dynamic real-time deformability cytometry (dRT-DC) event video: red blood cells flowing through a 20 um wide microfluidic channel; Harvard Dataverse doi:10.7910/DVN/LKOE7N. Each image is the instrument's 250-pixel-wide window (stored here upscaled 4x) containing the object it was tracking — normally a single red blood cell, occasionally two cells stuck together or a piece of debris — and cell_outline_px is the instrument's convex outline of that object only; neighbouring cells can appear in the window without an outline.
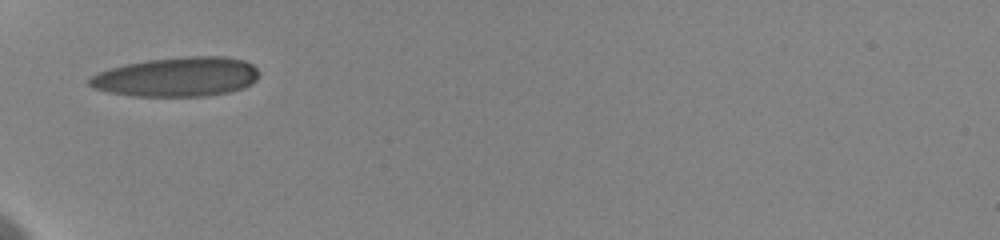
{"species": "human", "species_latin": "Homo sapiens", "temperature_condition": "cold", "stored_images_in_passage": 3, "camera_frame_rate_fps": 3000, "um_per_image_px": 0.085, "donor": {"sex": "female"}, "frame": {"image": 1, "passage_image": 1, "time_ms": 0.0, "image_size_px": [1000, 240], "cell_outline_px": [[256, 80], [252, 84], [244, 88], [228, 92], [204, 96], [132, 96], [108, 92], [92, 88], [88, 84], [88, 80], [92, 76], [100, 72], [124, 64], [148, 60], [188, 56], [224, 56], [244, 60], [252, 64], [256, 68]], "centroid_in_image_um": [15.03, 6.54], "position_along_channel_um": 70.0, "area_um2": 38.9}}